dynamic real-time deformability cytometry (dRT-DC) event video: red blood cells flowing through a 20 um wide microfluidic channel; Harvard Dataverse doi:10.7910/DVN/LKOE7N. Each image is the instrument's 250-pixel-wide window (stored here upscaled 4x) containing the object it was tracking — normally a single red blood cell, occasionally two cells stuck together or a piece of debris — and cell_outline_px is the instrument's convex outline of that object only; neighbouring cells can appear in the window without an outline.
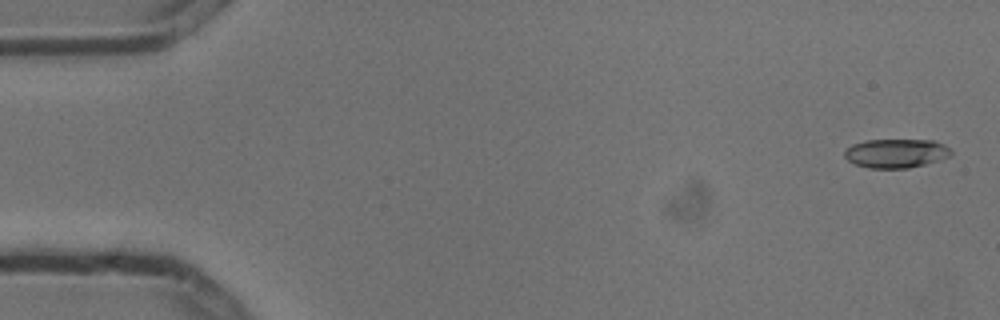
{"species": "common noctule bat (a hibernating species)", "species_latin": "Nyctalus noctula", "temperature_condition": "cold", "stored_images_in_passage": 5, "camera_frame_rate_fps": 3000, "um_per_image_px": 0.085, "animal": {"sex": "male", "body_mass_g": 13.3}, "frame": {"image": 1, "passage_image": 1, "time_ms": 0.0, "image_size_px": [1000, 320], "cell_outline_px": [[952, 156], [940, 160], [908, 168], [868, 168], [856, 164], [848, 160], [844, 156], [844, 152], [852, 144], [864, 140], [936, 140], [944, 144], [952, 152]], "centroid_in_image_um": [76.18, 13.02], "position_along_channel_um": 8.8, "area_um2": 18.03}}
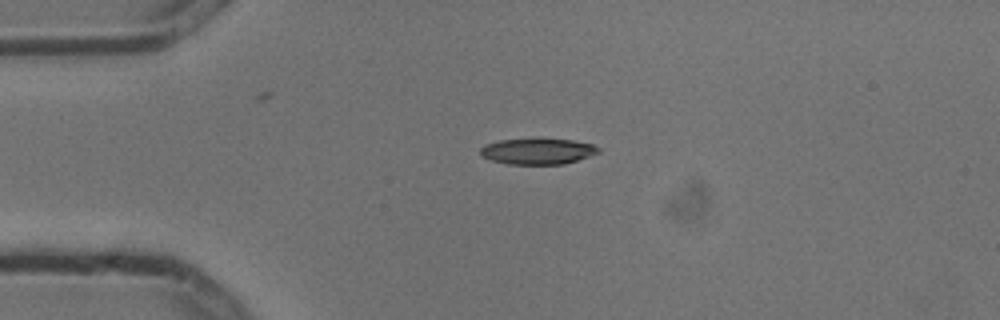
{"frame": {"image": 2, "passage_image": 4, "time_ms": 1.0, "image_size_px": [1000, 320], "cell_outline_px": [[600, 152], [564, 164], [508, 164], [492, 160], [480, 156], [480, 148], [484, 144], [500, 140], [572, 140], [592, 144], [600, 148]], "centroid_in_image_um": [45.67, 12.87], "position_along_channel_um": 39.3, "area_um2": 17.46}}